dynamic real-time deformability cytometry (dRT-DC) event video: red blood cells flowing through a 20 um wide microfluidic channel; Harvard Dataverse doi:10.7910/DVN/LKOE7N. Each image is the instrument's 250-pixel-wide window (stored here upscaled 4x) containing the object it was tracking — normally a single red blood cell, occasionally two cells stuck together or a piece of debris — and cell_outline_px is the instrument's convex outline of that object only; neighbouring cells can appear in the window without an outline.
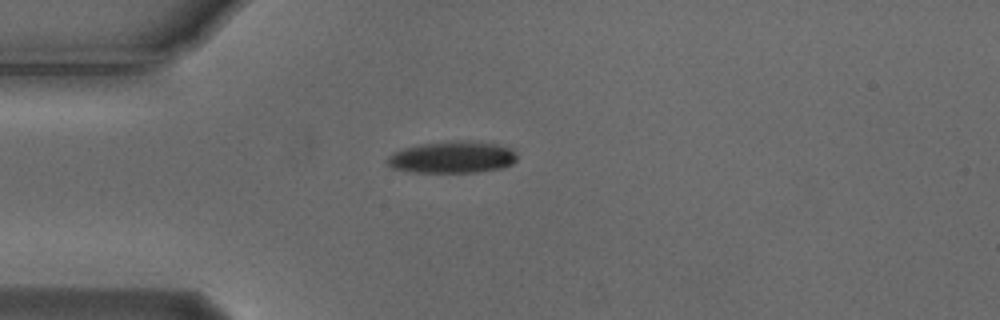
{"species": "Egyptian fruit bat (a non-hibernating species)", "species_latin": "Rousettus aegyptiacus", "temperature_condition": "cold", "stored_images_in_passage": 41, "camera_frame_rate_fps": 3000, "um_per_image_px": 0.085, "animal": {"sex": "male"}, "frame": {"image": 1, "passage_image": 1, "time_ms": 0.0, "image_size_px": [1000, 320], "cell_outline_px": [[516, 160], [512, 164], [500, 168], [476, 172], [412, 172], [392, 168], [384, 160], [388, 156], [404, 148], [424, 144], [460, 140], [496, 144], [512, 148], [516, 152]], "centroid_in_image_um": [38.45, 13.37], "position_along_channel_um": 46.6, "area_um2": 23.81}}
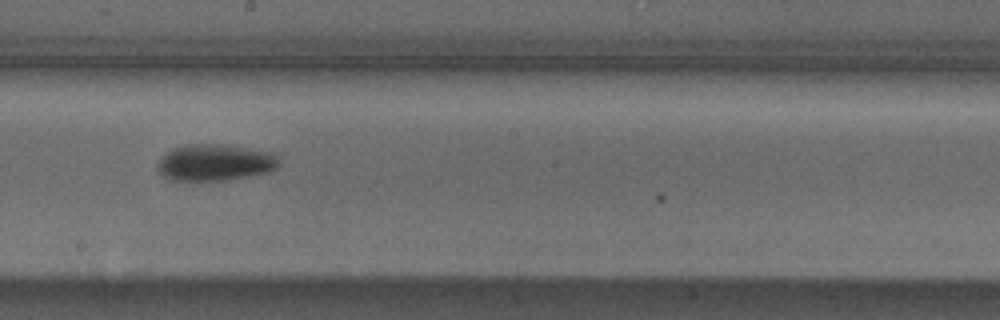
{"frame": {"image": 2, "passage_image": 17, "time_ms": 5.333, "image_size_px": [1000, 320], "cell_outline_px": [[280, 164], [276, 168], [268, 172], [252, 176], [224, 180], [172, 180], [164, 176], [156, 168], [156, 164], [172, 148], [188, 144], [220, 144], [248, 148], [272, 152], [276, 156]], "centroid_in_image_um": [18.29, 13.81], "position_along_channel_um": 229.9, "area_um2": 25.78}}
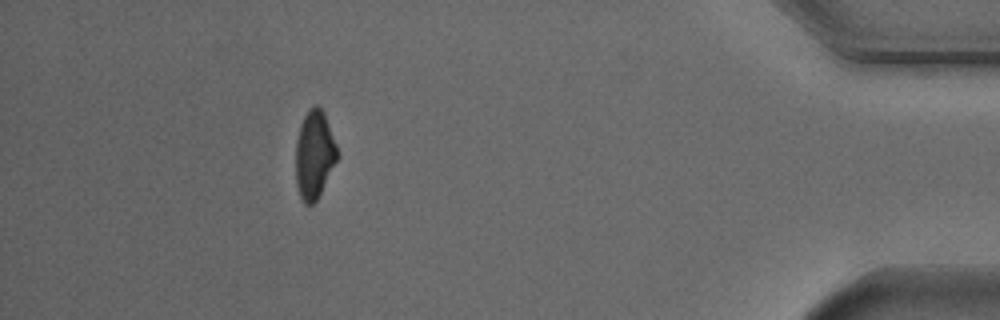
{"frame": {"image": 3, "passage_image": 36, "time_ms": 11.667, "image_size_px": [1000, 320], "cell_outline_px": [[340, 156], [316, 200], [312, 204], [304, 204], [300, 196], [296, 184], [296, 140], [300, 124], [304, 116], [316, 104], [324, 112], [336, 144]], "centroid_in_image_um": [26.73, 13.15], "position_along_channel_um": 408.5, "area_um2": 21.27}, "authors_computed_cell_mechanics": {"area_um2": 23.8136, "velocity_mm_per_s": 3.7343, "shape_relaxation_time_tau1_ms": 2.1743, "shape_relaxation_time_tau2_ms": null, "deformation_change_tau1": 0.1226, "deformation_change_tau2": null}}